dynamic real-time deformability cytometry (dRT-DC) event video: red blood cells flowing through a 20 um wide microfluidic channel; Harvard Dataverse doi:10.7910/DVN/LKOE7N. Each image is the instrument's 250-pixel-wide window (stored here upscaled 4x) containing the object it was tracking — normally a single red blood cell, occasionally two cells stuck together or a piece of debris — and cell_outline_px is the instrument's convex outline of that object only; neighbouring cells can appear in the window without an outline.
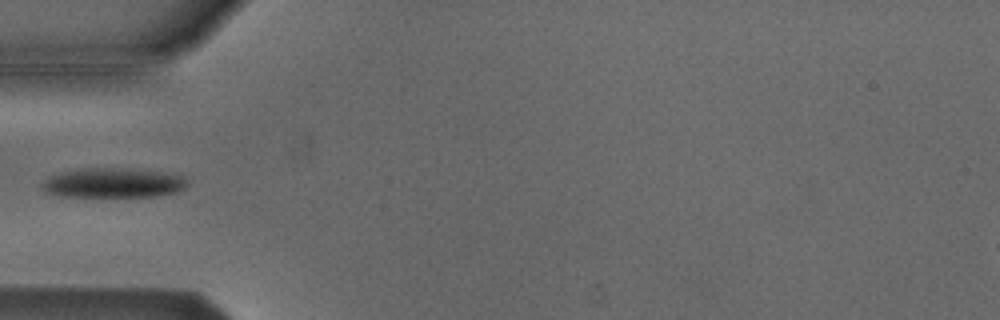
{"species": "Egyptian fruit bat (a non-hibernating species)", "species_latin": "Rousettus aegyptiacus", "temperature_condition": "cold", "stored_images_in_passage": 5, "camera_frame_rate_fps": 3000, "um_per_image_px": 0.085, "animal": {"sex": "male"}, "frame": {"image": 1, "passage_image": 4, "time_ms": 1.0, "image_size_px": [1000, 320], "cell_outline_px": [[188, 184], [184, 188], [176, 192], [156, 196], [60, 196], [48, 192], [40, 184], [52, 176], [64, 172], [96, 168], [104, 168], [160, 172], [184, 176], [188, 180]], "centroid_in_image_um": [9.68, 15.57], "position_along_channel_um": 75.3, "area_um2": 24.22}}
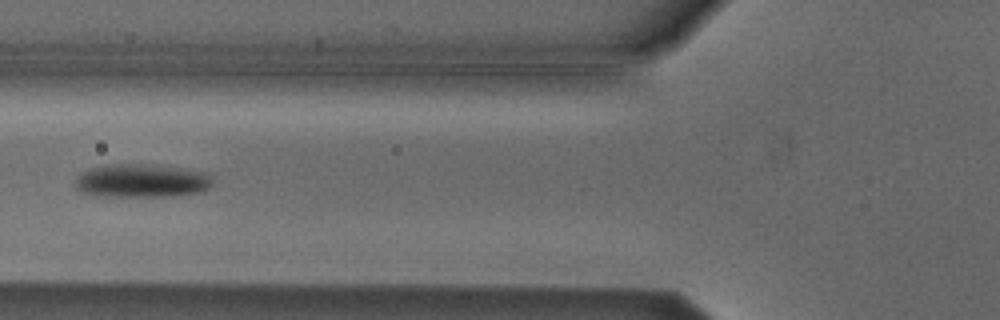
{"frame": {"image": 2, "passage_image": 5, "time_ms": 1.333, "image_size_px": [1000, 320], "cell_outline_px": [[212, 184], [204, 192], [164, 196], [104, 196], [80, 192], [76, 188], [76, 180], [84, 172], [92, 168], [128, 164], [140, 164], [180, 168], [204, 172], [212, 176]], "centroid_in_image_um": [12.1, 15.38], "position_along_channel_um": 113.7, "area_um2": 26.13}}